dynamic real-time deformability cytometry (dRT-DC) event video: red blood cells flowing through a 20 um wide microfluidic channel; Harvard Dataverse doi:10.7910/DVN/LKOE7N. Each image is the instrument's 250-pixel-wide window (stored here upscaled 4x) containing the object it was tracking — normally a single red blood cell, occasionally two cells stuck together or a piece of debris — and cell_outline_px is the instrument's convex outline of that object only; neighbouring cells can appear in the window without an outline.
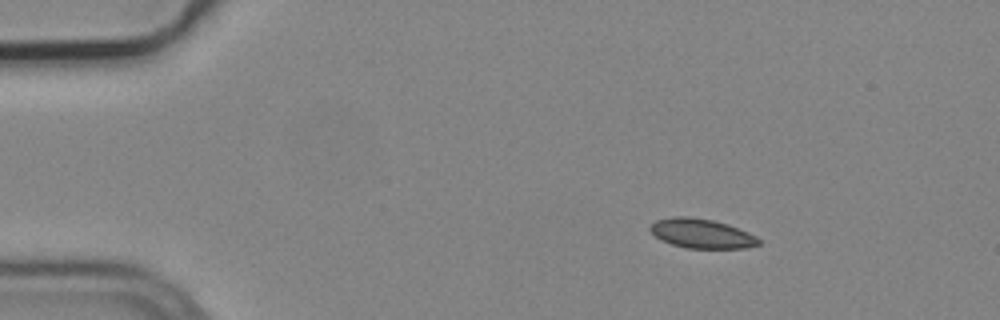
{"species": "common noctule bat (a hibernating species)", "species_latin": "Nyctalus noctula", "temperature_condition": "cold", "stored_images_in_passage": 6, "camera_frame_rate_fps": 3000, "um_per_image_px": 0.085, "animal": {"sex": "male", "body_mass_g": 19.2, "forearm_length_mm": 51.8}, "frame": {"image": 1, "passage_image": 3, "time_ms": 0.667, "image_size_px": [1000, 320], "cell_outline_px": [[760, 244], [748, 248], [684, 248], [672, 244], [656, 236], [648, 228], [656, 220], [676, 216], [688, 216], [712, 220], [728, 224], [748, 232], [756, 236], [760, 240]], "centroid_in_image_um": [59.66, 19.85], "position_along_channel_um": 25.3, "area_um2": 18.5}}
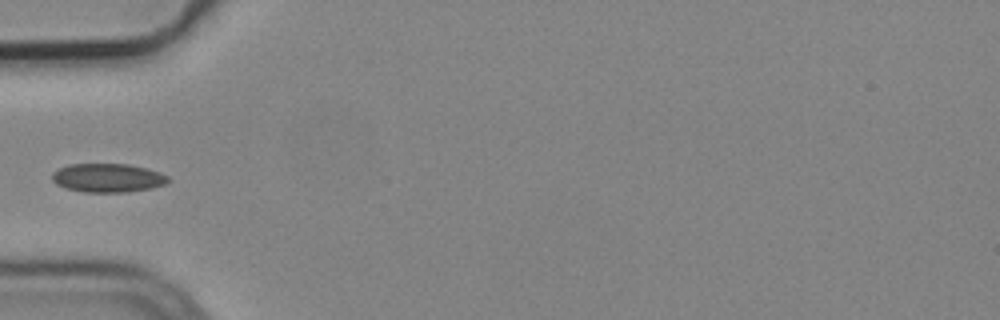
{"frame": {"image": 2, "passage_image": 6, "time_ms": 1.667, "image_size_px": [1000, 320], "cell_outline_px": [[168, 180], [164, 184], [152, 188], [128, 192], [84, 192], [64, 188], [56, 184], [52, 180], [52, 172], [68, 164], [128, 164], [160, 172], [168, 176]], "centroid_in_image_um": [9.12, 15.12], "position_along_channel_um": 75.9, "area_um2": 19.42}}